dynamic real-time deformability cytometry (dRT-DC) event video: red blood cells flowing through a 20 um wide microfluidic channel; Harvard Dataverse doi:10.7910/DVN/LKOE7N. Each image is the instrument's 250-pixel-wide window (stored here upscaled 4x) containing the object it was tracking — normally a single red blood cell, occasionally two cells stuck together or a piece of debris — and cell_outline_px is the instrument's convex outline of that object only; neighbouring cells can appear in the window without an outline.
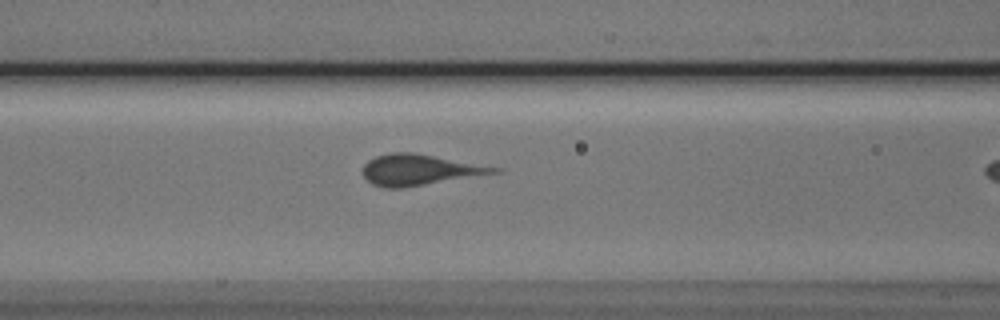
{"species": "Egyptian fruit bat (a non-hibernating species)", "species_latin": "Rousettus aegyptiacus", "temperature_condition": "cold", "stored_images_in_passage": 10, "camera_frame_rate_fps": 3000, "um_per_image_px": 0.085, "animal": {"sex": "male"}, "frame": {"image": 1, "passage_image": 9, "time_ms": 2.667, "image_size_px": [1000, 320], "cell_outline_px": [[504, 172], [400, 188], [384, 188], [372, 184], [364, 176], [364, 164], [368, 160], [376, 156], [388, 152], [412, 152], [504, 168]], "centroid_in_image_um": [35.7, 14.43], "position_along_channel_um": 130.9, "area_um2": 23.64}}